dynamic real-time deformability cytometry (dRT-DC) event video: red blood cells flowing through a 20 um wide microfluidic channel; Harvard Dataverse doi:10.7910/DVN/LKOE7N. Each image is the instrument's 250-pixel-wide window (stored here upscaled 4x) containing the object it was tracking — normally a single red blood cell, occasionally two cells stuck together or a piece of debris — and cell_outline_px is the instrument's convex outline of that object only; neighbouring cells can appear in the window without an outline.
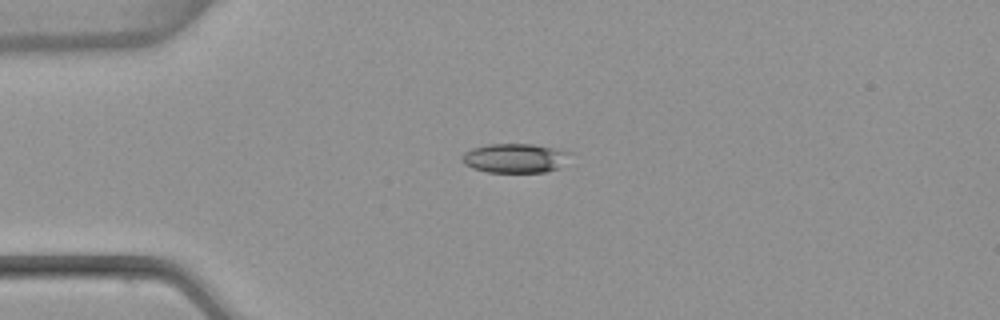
{"species": "common noctule bat (a hibernating species)", "species_latin": "Nyctalus noctula", "temperature_condition": "warm", "stored_images_in_passage": 41, "camera_frame_rate_fps": 3000, "um_per_image_px": 0.085, "animal": {"sex": "female", "body_mass_g": 22.7, "forearm_length_mm": 54.2}, "frame": {"image": 1, "passage_image": 1, "time_ms": 0.0, "image_size_px": [1000, 320], "cell_outline_px": [[572, 152], [560, 168], [544, 172], [488, 172], [472, 168], [464, 164], [460, 160], [460, 156], [464, 152], [472, 148], [488, 144], [532, 144]], "centroid_in_image_um": [43.73, 13.44], "position_along_channel_um": 41.3, "area_um2": 18.5}}
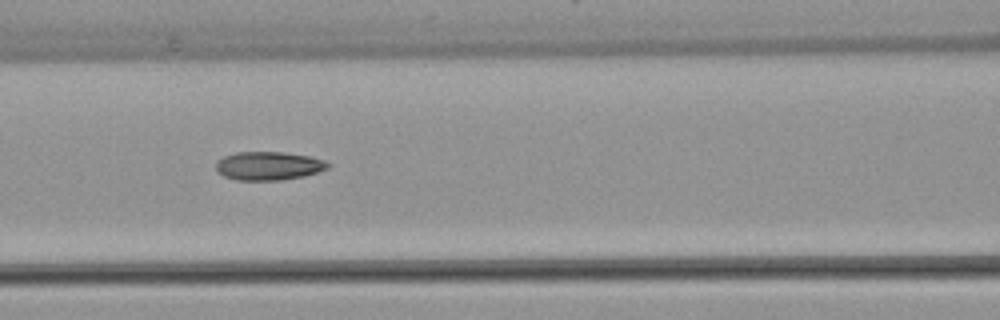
{"frame": {"image": 2, "passage_image": 11, "time_ms": 3.333, "image_size_px": [1000, 320], "cell_outline_px": [[332, 164], [328, 168], [304, 176], [280, 180], [236, 180], [224, 176], [216, 172], [216, 160], [224, 156], [236, 152], [284, 152], [308, 156], [324, 160]], "centroid_in_image_um": [22.8, 14.09], "position_along_channel_um": 143.8, "area_um2": 18.67}}
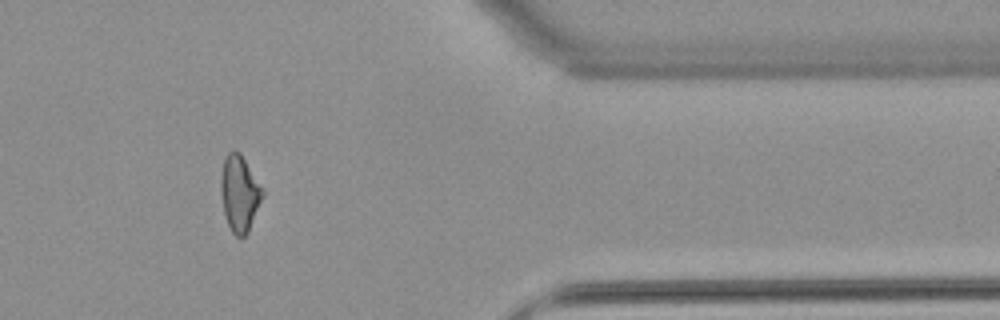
{"frame": {"image": 3, "passage_image": 32, "time_ms": 10.333, "image_size_px": [1000, 320], "cell_outline_px": [[264, 196], [248, 232], [244, 236], [236, 236], [232, 232], [228, 224], [224, 212], [220, 192], [220, 176], [224, 160], [228, 152], [240, 152], [264, 188]], "centroid_in_image_um": [20.38, 16.43], "position_along_channel_um": 391.0, "area_um2": 18.61}, "authors_computed_cell_mechanics": {"area_um2": 18.4382, "velocity_mm_per_s": 3.8598, "shape_relaxation_time_tau1_ms": null, "shape_relaxation_time_tau2_ms": 2.1639, "deformation_change_tau1": null, "deformation_change_tau2": 0.0904}}